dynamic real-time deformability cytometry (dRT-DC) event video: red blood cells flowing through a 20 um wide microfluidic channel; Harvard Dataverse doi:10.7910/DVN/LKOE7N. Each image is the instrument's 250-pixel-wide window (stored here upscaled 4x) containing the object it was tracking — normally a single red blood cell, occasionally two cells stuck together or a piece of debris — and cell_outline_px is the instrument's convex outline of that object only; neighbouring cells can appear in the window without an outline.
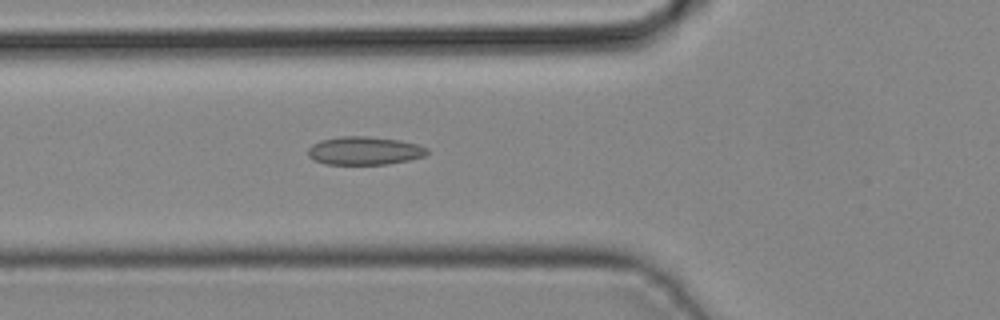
{"species": "common noctule bat (a hibernating species)", "species_latin": "Nyctalus noctula", "temperature_condition": "cold", "stored_images_in_passage": 33, "camera_frame_rate_fps": 3000, "um_per_image_px": 0.085, "animal": {"sex": "male", "body_mass_g": 19.2, "forearm_length_mm": 51.8}, "frame": {"image": 1, "passage_image": 6, "time_ms": 1.667, "image_size_px": [1000, 320], "cell_outline_px": [[428, 152], [424, 156], [408, 160], [388, 164], [324, 164], [308, 156], [308, 148], [312, 144], [320, 140], [340, 136], [368, 136], [400, 140], [416, 144], [428, 148]], "centroid_in_image_um": [30.96, 12.8], "position_along_channel_um": 94.8, "area_um2": 19.59}}
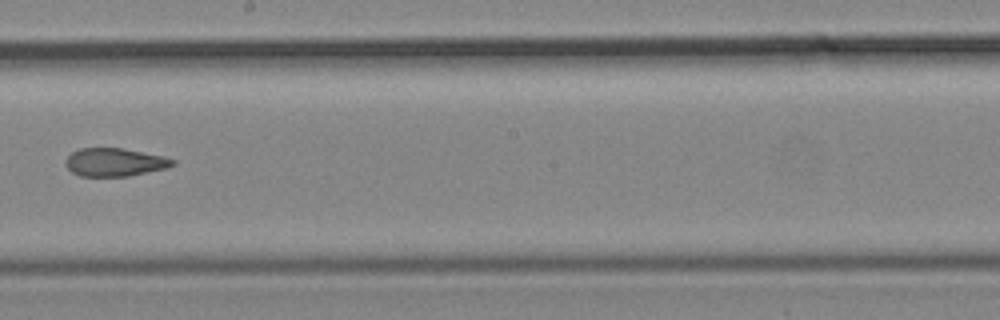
{"frame": {"image": 2, "passage_image": 15, "time_ms": 4.667, "image_size_px": [1000, 320], "cell_outline_px": [[176, 164], [168, 168], [128, 176], [80, 176], [72, 172], [68, 168], [64, 160], [72, 152], [80, 148], [120, 148], [164, 156], [176, 160]], "centroid_in_image_um": [9.77, 13.79], "position_along_channel_um": 238.4, "area_um2": 17.57}}
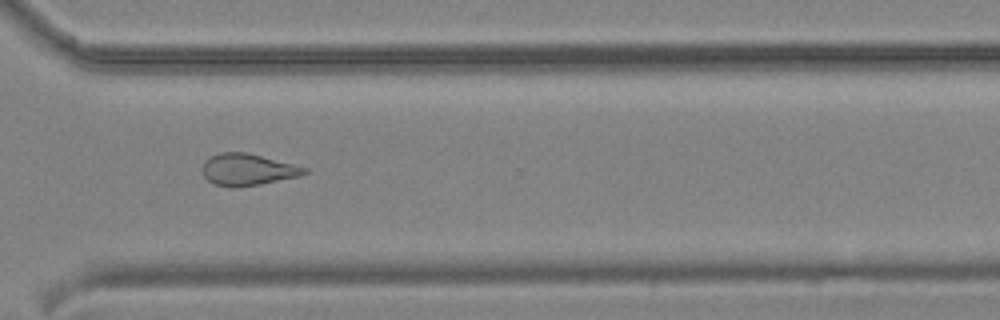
{"frame": {"image": 3, "passage_image": 22, "time_ms": 7.0, "image_size_px": [1000, 320], "cell_outline_px": [[308, 172], [300, 176], [260, 184], [232, 188], [228, 188], [216, 184], [208, 180], [204, 176], [204, 160], [220, 152], [248, 152], [296, 164], [308, 168]], "centroid_in_image_um": [21.09, 14.41], "position_along_channel_um": 349.5, "area_um2": 18.96}}